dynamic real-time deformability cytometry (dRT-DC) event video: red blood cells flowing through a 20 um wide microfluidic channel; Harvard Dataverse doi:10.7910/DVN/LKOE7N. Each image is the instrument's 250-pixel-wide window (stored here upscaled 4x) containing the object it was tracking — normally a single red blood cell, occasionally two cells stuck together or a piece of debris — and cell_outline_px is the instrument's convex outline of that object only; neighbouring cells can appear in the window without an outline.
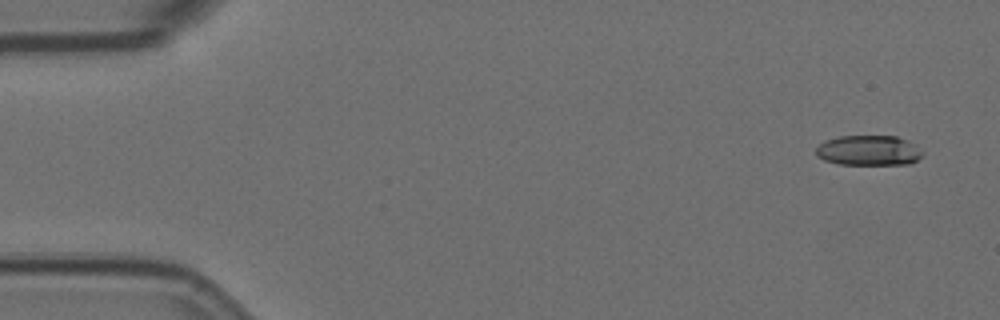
{"species": "Egyptian fruit bat (a non-hibernating species)", "species_latin": "Rousettus aegyptiacus", "temperature_condition": "room temperature", "stored_images_in_passage": 4, "camera_frame_rate_fps": 3000, "um_per_image_px": 0.085, "animal": {"sex": "female"}, "frame": {"image": 1, "passage_image": 1, "time_ms": 0.0, "image_size_px": [1000, 320], "cell_outline_px": [[924, 152], [916, 160], [908, 164], [840, 164], [824, 160], [816, 156], [816, 148], [824, 140], [840, 136], [896, 136], [908, 140], [916, 144]], "centroid_in_image_um": [73.84, 12.78], "position_along_channel_um": 11.2, "area_um2": 18.79}}
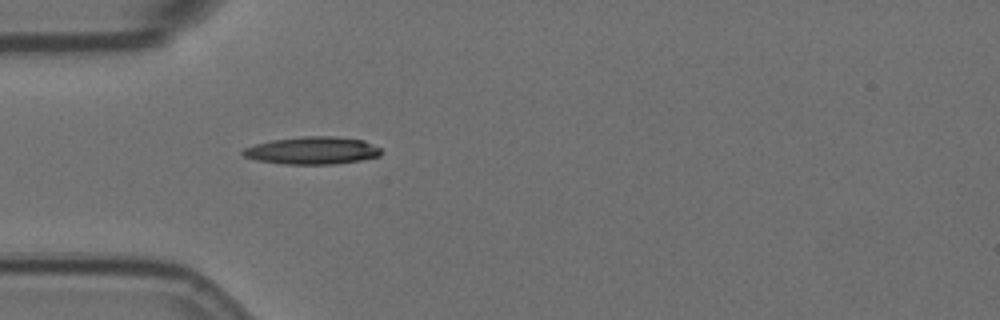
{"frame": {"image": 2, "passage_image": 4, "time_ms": 1.0, "image_size_px": [1000, 320], "cell_outline_px": [[380, 156], [360, 160], [336, 164], [284, 164], [256, 160], [244, 156], [240, 152], [244, 148], [256, 144], [272, 140], [304, 136], [336, 136], [364, 140], [380, 148]], "centroid_in_image_um": [26.54, 12.79], "position_along_channel_um": 58.5, "area_um2": 22.14}}